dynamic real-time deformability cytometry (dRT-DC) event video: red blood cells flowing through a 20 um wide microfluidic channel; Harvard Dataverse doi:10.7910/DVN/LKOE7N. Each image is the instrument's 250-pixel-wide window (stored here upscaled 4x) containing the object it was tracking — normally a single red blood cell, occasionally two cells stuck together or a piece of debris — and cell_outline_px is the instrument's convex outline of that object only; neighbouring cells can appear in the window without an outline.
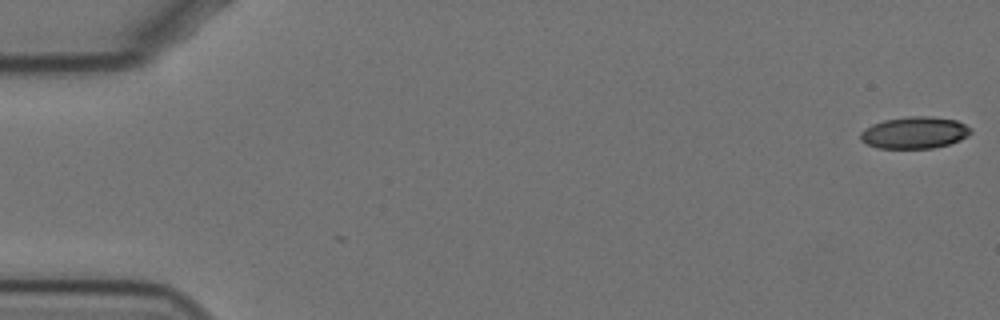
{"species": "Egyptian fruit bat (a non-hibernating species)", "species_latin": "Rousettus aegyptiacus", "temperature_condition": "cold", "stored_images_in_passage": 2, "camera_frame_rate_fps": 3000, "um_per_image_px": 0.085, "animal": {"sex": "female"}, "frame": {"image": 1, "passage_image": 1, "time_ms": 0.0, "image_size_px": [1000, 320], "cell_outline_px": [[972, 132], [968, 136], [960, 140], [948, 144], [932, 148], [880, 148], [868, 144], [860, 140], [860, 132], [864, 128], [872, 124], [884, 120], [908, 116], [932, 116], [956, 120], [972, 128]], "centroid_in_image_um": [77.74, 11.26], "position_along_channel_um": 7.3, "area_um2": 20.52}}